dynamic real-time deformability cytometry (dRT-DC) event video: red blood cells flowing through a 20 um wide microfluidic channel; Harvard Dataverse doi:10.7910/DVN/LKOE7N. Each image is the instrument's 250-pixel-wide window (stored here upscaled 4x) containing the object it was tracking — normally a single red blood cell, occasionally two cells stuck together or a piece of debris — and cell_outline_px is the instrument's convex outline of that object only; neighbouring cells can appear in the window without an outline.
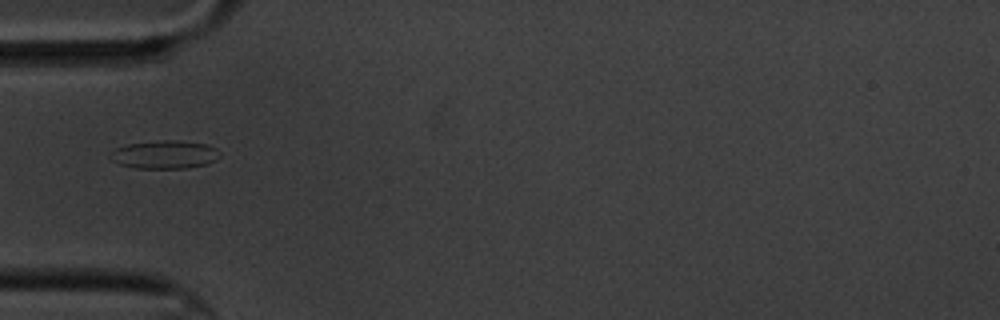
{"species": "common noctule bat (a hibernating species)", "species_latin": "Nyctalus noctula", "temperature_condition": "cold", "stored_images_in_passage": 5, "camera_frame_rate_fps": 3000, "um_per_image_px": 0.085, "animal": {"sex": "male", "body_mass_g": 20.1, "forearm_length_mm": 53.5}, "frame": {"image": 1, "passage_image": 1, "time_ms": 0.0, "image_size_px": [1000, 320], "cell_outline_px": [[220, 156], [216, 160], [208, 164], [184, 168], [136, 168], [120, 164], [112, 160], [108, 156], [116, 148], [128, 144], [164, 140], [176, 140], [208, 144], [216, 148], [220, 152]], "centroid_in_image_um": [14.03, 13.14], "position_along_channel_um": 71.0, "area_um2": 17.98}}
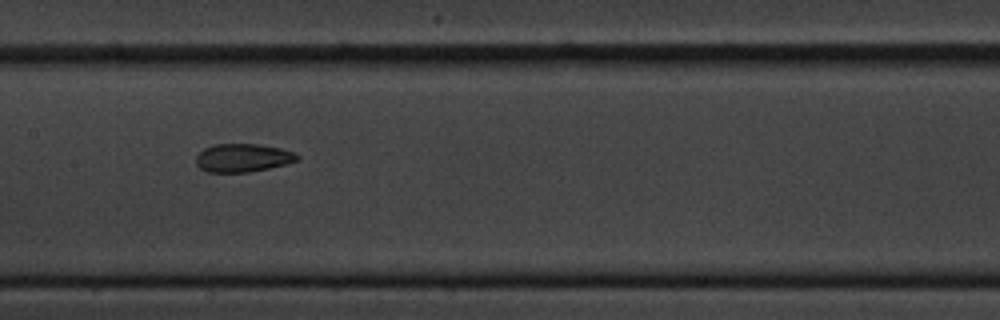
{"frame": {"image": 2, "passage_image": 4, "time_ms": 3.333, "image_size_px": [1000, 320], "cell_outline_px": [[300, 156], [296, 160], [284, 164], [268, 168], [248, 172], [208, 172], [200, 168], [196, 164], [196, 156], [204, 148], [212, 144], [260, 144], [280, 148], [296, 152]], "centroid_in_image_um": [20.62, 13.4], "position_along_channel_um": 186.8, "area_um2": 16.65}}
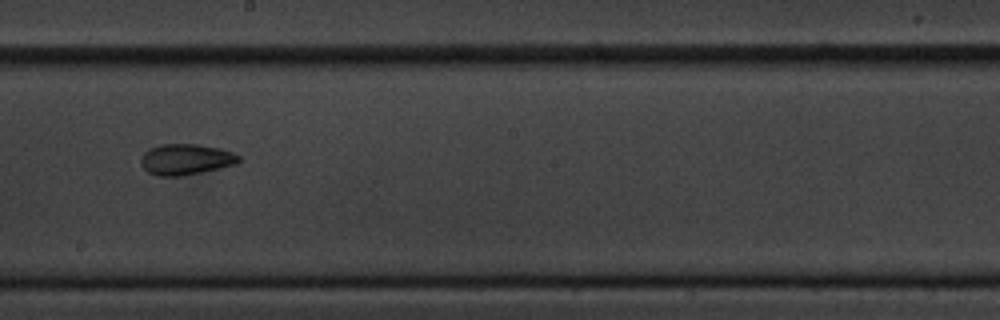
{"frame": {"image": 3, "passage_image": 5, "time_ms": 4.667, "image_size_px": [1000, 320], "cell_outline_px": [[240, 160], [236, 164], [200, 172], [180, 176], [156, 176], [148, 172], [140, 164], [140, 160], [144, 152], [148, 148], [160, 144], [200, 144], [220, 148], [232, 152], [240, 156]], "centroid_in_image_um": [15.76, 13.53], "position_along_channel_um": 232.4, "area_um2": 17.69}}